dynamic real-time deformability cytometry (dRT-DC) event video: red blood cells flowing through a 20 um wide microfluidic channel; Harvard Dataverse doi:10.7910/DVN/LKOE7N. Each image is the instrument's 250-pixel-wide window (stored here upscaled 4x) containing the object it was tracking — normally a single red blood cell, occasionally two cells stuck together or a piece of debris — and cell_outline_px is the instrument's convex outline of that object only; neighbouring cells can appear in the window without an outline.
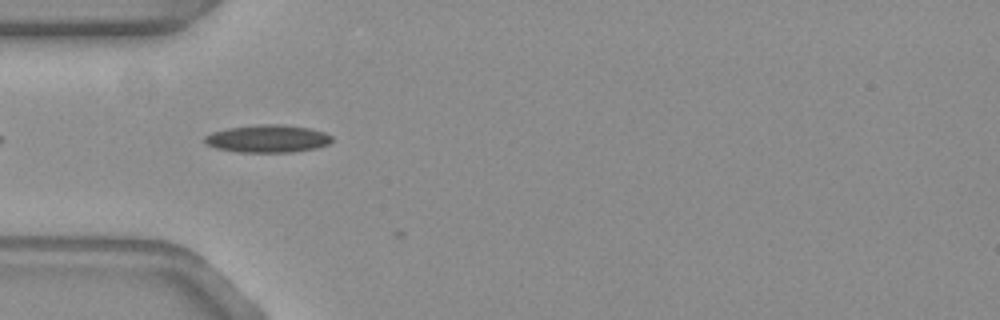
{"species": "common noctule bat (a hibernating species)", "species_latin": "Nyctalus noctula", "temperature_condition": "warm", "stored_images_in_passage": 5, "camera_frame_rate_fps": 3000, "um_per_image_px": 0.085, "animal": {"sex": "female", "body_mass_g": 19.3, "forearm_length_mm": 54.1}, "frame": {"image": 1, "passage_image": 4, "time_ms": 1.0, "image_size_px": [1000, 320], "cell_outline_px": [[332, 140], [328, 144], [316, 148], [292, 152], [236, 152], [216, 148], [208, 144], [204, 140], [204, 136], [212, 132], [228, 128], [260, 124], [280, 124], [308, 128], [324, 132], [332, 136]], "centroid_in_image_um": [22.74, 11.79], "position_along_channel_um": 62.3, "area_um2": 20.4}}